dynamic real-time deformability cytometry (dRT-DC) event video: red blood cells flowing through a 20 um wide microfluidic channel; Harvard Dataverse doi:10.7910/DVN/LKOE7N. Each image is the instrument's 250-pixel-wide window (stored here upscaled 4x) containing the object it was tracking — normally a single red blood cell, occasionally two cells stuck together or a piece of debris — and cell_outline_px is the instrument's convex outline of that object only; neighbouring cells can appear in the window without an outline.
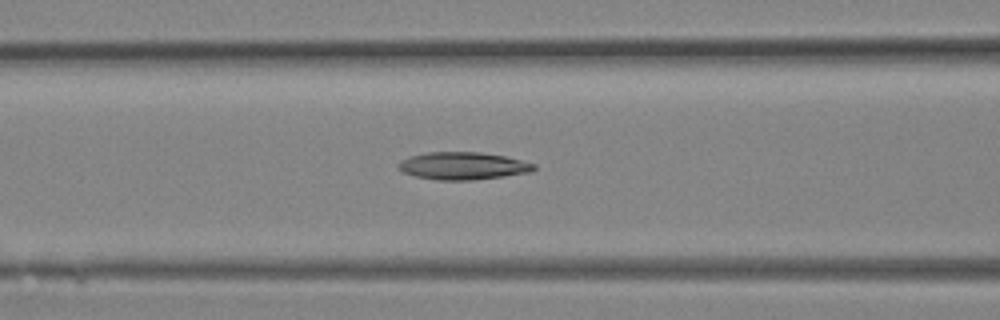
{"species": "Egyptian fruit bat (a non-hibernating species)", "species_latin": "Rousettus aegyptiacus", "temperature_condition": "room temperature", "stored_images_in_passage": 18, "camera_frame_rate_fps": 3000, "um_per_image_px": 0.085, "animal": {"sex": "female"}, "frame": {"image": 1, "passage_image": 11, "time_ms": 3.333, "image_size_px": [1000, 320], "cell_outline_px": [[536, 168], [532, 172], [504, 176], [472, 180], [436, 180], [416, 176], [404, 172], [396, 164], [412, 156], [428, 152], [480, 152], [504, 156], [536, 164]], "centroid_in_image_um": [39.39, 14.1], "position_along_channel_um": 127.2, "area_um2": 21.5}}
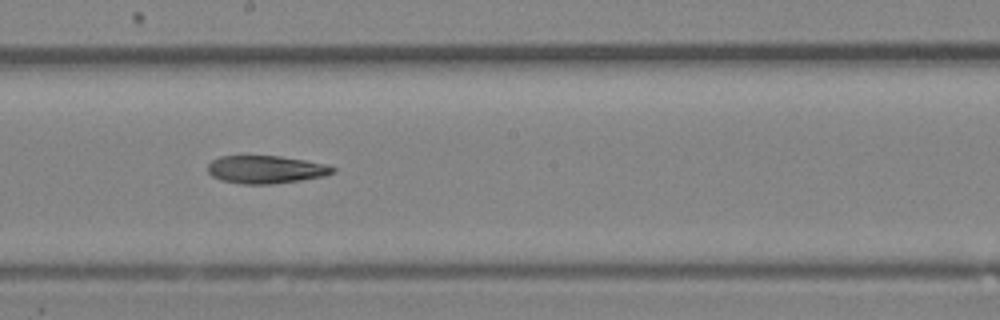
{"frame": {"image": 2, "passage_image": 15, "time_ms": 4.667, "image_size_px": [1000, 320], "cell_outline_px": [[336, 172], [324, 176], [300, 180], [272, 184], [244, 184], [220, 180], [212, 176], [208, 172], [208, 164], [212, 160], [220, 156], [280, 156], [304, 160], [324, 164], [336, 168]], "centroid_in_image_um": [22.59, 14.41], "position_along_channel_um": 225.6, "area_um2": 20.23}}
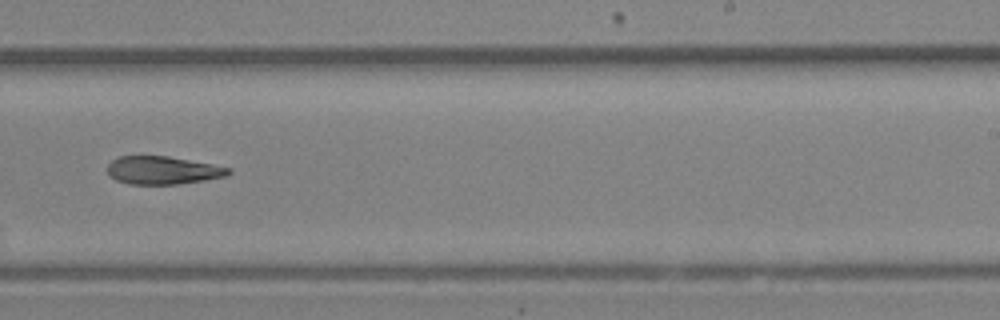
{"frame": {"image": 3, "passage_image": 17, "time_ms": 5.333, "image_size_px": [1000, 320], "cell_outline_px": [[232, 172], [228, 176], [204, 180], [176, 184], [128, 184], [116, 180], [108, 176], [108, 164], [112, 160], [120, 156], [168, 156], [212, 164], [232, 168]], "centroid_in_image_um": [13.84, 14.47], "position_along_channel_um": 275.2, "area_um2": 19.83}}